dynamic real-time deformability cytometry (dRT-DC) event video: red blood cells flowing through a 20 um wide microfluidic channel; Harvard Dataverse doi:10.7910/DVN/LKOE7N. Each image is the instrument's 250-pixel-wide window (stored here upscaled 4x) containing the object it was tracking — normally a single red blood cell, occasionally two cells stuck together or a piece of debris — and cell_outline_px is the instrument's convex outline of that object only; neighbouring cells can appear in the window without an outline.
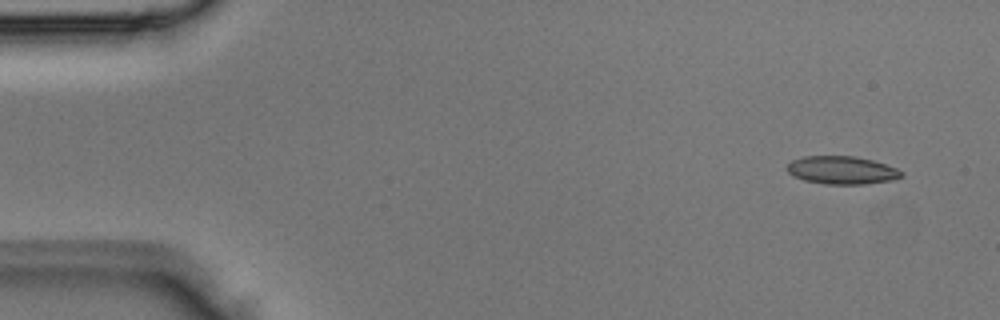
{"species": "Egyptian fruit bat (a non-hibernating species)", "species_latin": "Rousettus aegyptiacus", "temperature_condition": "room temperature", "stored_images_in_passage": 3, "camera_frame_rate_fps": 3000, "um_per_image_px": 0.085, "animal": {"sex": "male"}, "frame": {"image": 1, "passage_image": 1, "time_ms": 0.0, "image_size_px": [1000, 320], "cell_outline_px": [[904, 176], [892, 180], [864, 184], [824, 184], [804, 180], [792, 176], [788, 172], [788, 164], [792, 160], [804, 156], [856, 156], [872, 160], [896, 168], [904, 172]], "centroid_in_image_um": [71.56, 14.47], "position_along_channel_um": 13.4, "area_um2": 18.67}}
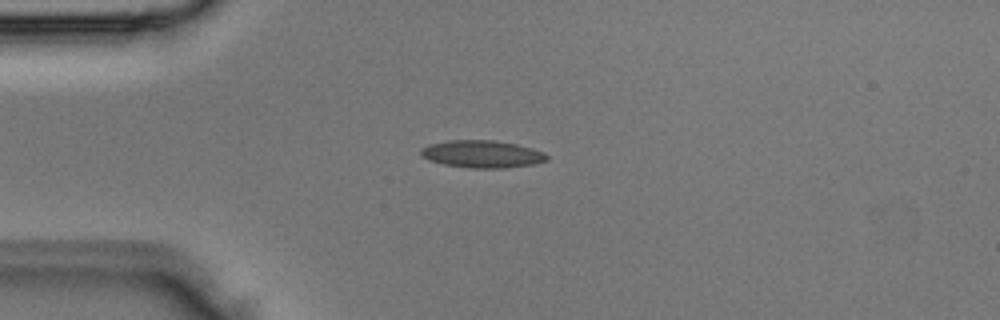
{"frame": {"image": 2, "passage_image": 3, "time_ms": 0.667, "image_size_px": [1000, 320], "cell_outline_px": [[548, 160], [532, 164], [504, 168], [472, 168], [444, 164], [428, 160], [420, 152], [420, 148], [428, 144], [448, 140], [496, 140], [516, 144], [532, 148], [544, 152], [548, 156]], "centroid_in_image_um": [40.97, 13.08], "position_along_channel_um": 44.0, "area_um2": 20.11}}